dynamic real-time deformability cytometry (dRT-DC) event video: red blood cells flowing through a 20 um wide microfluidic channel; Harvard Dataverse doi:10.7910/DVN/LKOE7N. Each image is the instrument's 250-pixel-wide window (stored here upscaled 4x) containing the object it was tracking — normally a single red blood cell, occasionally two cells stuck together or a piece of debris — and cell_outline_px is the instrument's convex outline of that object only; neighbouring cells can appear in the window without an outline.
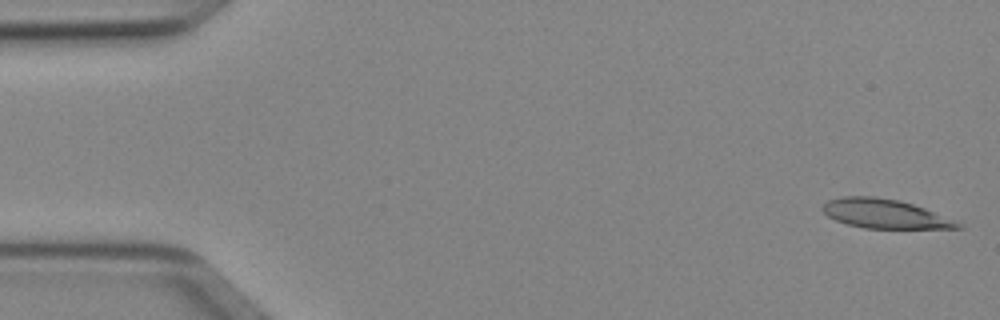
{"species": "Egyptian fruit bat (a non-hibernating species)", "species_latin": "Rousettus aegyptiacus", "temperature_condition": "cold", "stored_images_in_passage": 49, "camera_frame_rate_fps": 3000, "um_per_image_px": 0.085, "animal": {"sex": "female"}, "frame": {"image": 1, "passage_image": 1, "time_ms": 0.0, "image_size_px": [1000, 320], "cell_outline_px": [[964, 228], [864, 228], [848, 224], [836, 220], [828, 216], [820, 208], [828, 200], [844, 196], [876, 196], [900, 200], [924, 208], [952, 220], [960, 224]], "centroid_in_image_um": [75.14, 18.16], "position_along_channel_um": 9.9, "area_um2": 22.6}}
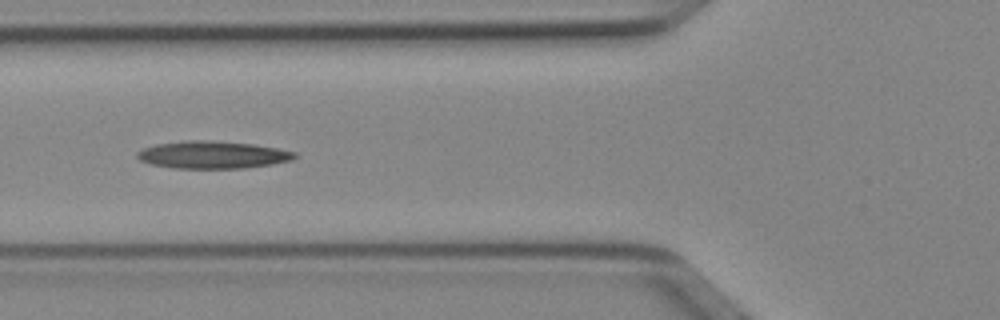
{"frame": {"image": 2, "passage_image": 18, "time_ms": 5.667, "image_size_px": [1000, 320], "cell_outline_px": [[300, 156], [292, 160], [272, 164], [244, 168], [172, 168], [152, 164], [140, 160], [136, 156], [136, 152], [144, 148], [156, 144], [184, 140], [208, 140], [252, 144], [276, 148], [296, 152]], "centroid_in_image_um": [18.08, 13.16], "position_along_channel_um": 107.7, "area_um2": 25.2}}
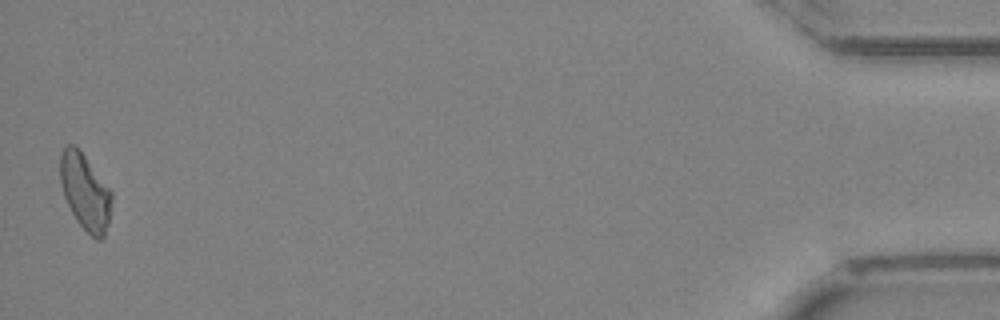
{"frame": {"image": 3, "passage_image": 49, "time_ms": 16.0, "image_size_px": [1000, 320], "cell_outline_px": [[112, 200], [108, 224], [104, 236], [100, 240], [96, 240], [76, 220], [64, 196], [60, 184], [60, 156], [64, 148], [68, 144], [76, 144], [80, 148], [112, 192]], "centroid_in_image_um": [7.23, 16.27], "position_along_channel_um": 428.0, "area_um2": 22.89}}